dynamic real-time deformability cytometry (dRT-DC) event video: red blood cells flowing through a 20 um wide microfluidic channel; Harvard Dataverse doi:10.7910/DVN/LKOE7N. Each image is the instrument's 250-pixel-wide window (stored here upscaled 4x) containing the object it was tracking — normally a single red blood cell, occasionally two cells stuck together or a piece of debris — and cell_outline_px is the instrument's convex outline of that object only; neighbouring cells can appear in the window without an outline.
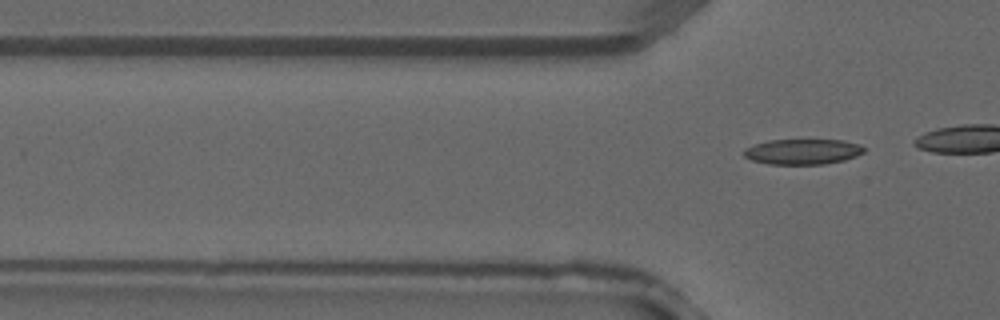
{"species": "common noctule bat (a hibernating species)", "species_latin": "Nyctalus noctula", "temperature_condition": "warm", "stored_images_in_passage": 3, "segment_of_instrument_passage": [2, 2], "camera_frame_rate_fps": 3000, "um_per_image_px": 0.085, "animal": {"sex": "male", "forearm_length_mm": 52.5}, "frame": {"image": 1, "passage_image": 3, "time_ms": 0.667, "image_size_px": [1000, 320], "cell_outline_px": [[868, 148], [864, 152], [856, 156], [844, 160], [824, 164], [768, 164], [752, 160], [744, 156], [744, 148], [768, 140], [844, 140], [860, 144]], "centroid_in_image_um": [68.27, 12.89], "position_along_channel_um": 57.5, "area_um2": 17.86}}